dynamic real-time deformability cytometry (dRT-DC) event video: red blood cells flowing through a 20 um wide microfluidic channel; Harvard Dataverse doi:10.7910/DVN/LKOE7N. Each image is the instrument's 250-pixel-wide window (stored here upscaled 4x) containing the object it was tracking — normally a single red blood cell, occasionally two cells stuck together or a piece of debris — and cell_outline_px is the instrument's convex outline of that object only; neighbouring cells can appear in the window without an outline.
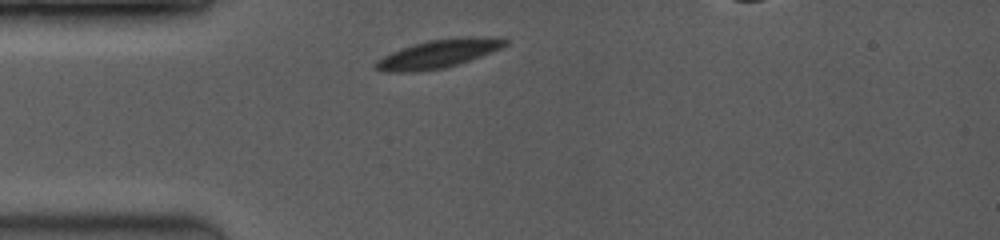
{"species": "common noctule bat (a hibernating species)", "species_latin": "Nyctalus noctula", "temperature_condition": "room temperature", "stored_images_in_passage": 16, "segment_of_instrument_passage": [1, 2], "camera_frame_rate_fps": 3500, "um_per_image_px": 0.085, "animal": {"sex": "female", "body_mass_g": 19.0, "forearm_length_mm": 53.3}, "frame": {"image": 1, "passage_image": 1, "time_ms": 0.0, "image_size_px": [1000, 240], "cell_outline_px": [[508, 44], [500, 48], [480, 56], [444, 68], [416, 72], [384, 72], [376, 68], [376, 60], [392, 52], [412, 44], [428, 40], [460, 36], [504, 36], [508, 40]], "centroid_in_image_um": [37.31, 4.54], "position_along_channel_um": 47.7, "area_um2": 21.56}}
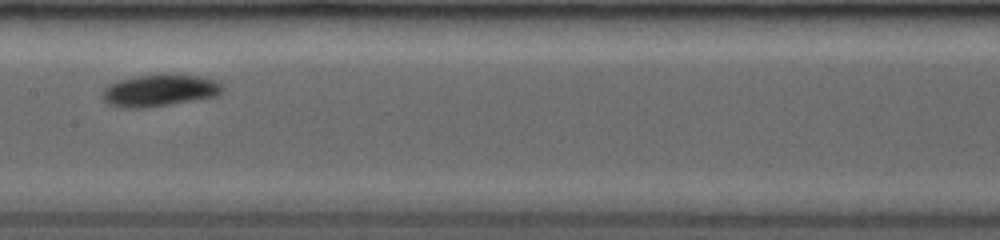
{"frame": {"image": 2, "passage_image": 7, "time_ms": 4.0, "image_size_px": [1000, 240], "cell_outline_px": [[224, 88], [216, 96], [144, 108], [124, 108], [108, 104], [100, 96], [104, 88], [108, 84], [116, 80], [136, 76], [200, 76], [216, 80], [224, 84]], "centroid_in_image_um": [13.51, 7.7], "position_along_channel_um": 193.9, "area_um2": 21.96}}
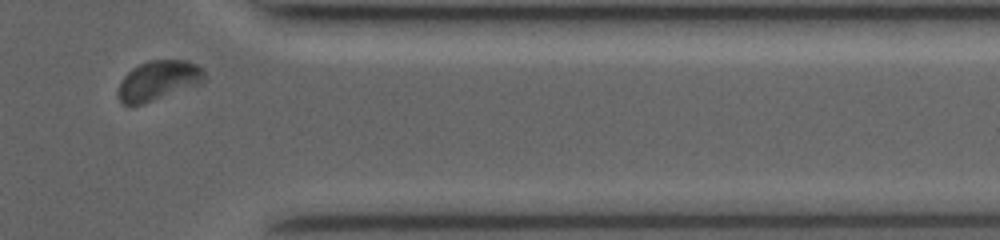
{"frame": {"image": 3, "passage_image": 14, "time_ms": 9.143, "image_size_px": [1000, 240], "cell_outline_px": [[204, 84], [132, 108], [120, 104], [120, 80], [132, 68], [148, 60], [188, 60], [204, 68]], "centroid_in_image_um": [13.49, 6.88], "position_along_channel_um": 397.9, "area_um2": 20.58}}